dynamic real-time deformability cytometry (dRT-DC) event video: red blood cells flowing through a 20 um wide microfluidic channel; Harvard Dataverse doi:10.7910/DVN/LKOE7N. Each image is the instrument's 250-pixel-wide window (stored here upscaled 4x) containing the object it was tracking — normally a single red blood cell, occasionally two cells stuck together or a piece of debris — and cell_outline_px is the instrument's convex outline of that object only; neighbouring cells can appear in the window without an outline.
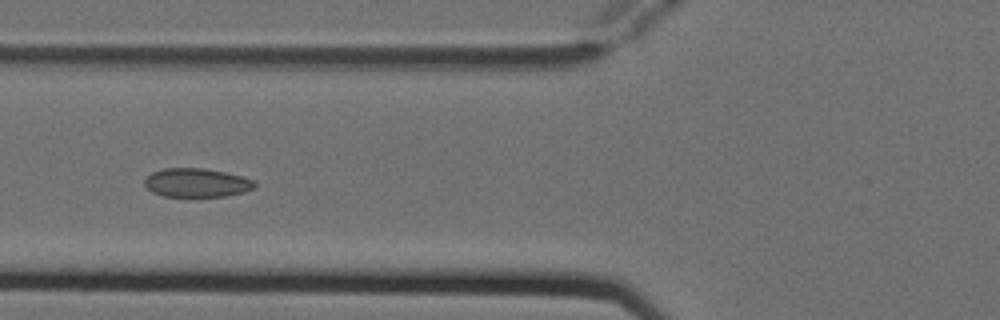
{"species": "Egyptian fruit bat (a non-hibernating species)", "species_latin": "Rousettus aegyptiacus", "temperature_condition": "cold", "stored_images_in_passage": 9, "camera_frame_rate_fps": 3000, "um_per_image_px": 0.085, "animal": {"sex": "female"}, "frame": {"image": 1, "passage_image": 6, "time_ms": 1.667, "image_size_px": [1000, 320], "cell_outline_px": [[256, 188], [244, 192], [224, 196], [164, 196], [152, 192], [144, 184], [144, 180], [152, 172], [164, 168], [204, 168], [244, 176], [252, 180], [256, 184]], "centroid_in_image_um": [16.73, 15.52], "position_along_channel_um": 109.1, "area_um2": 18.44}}
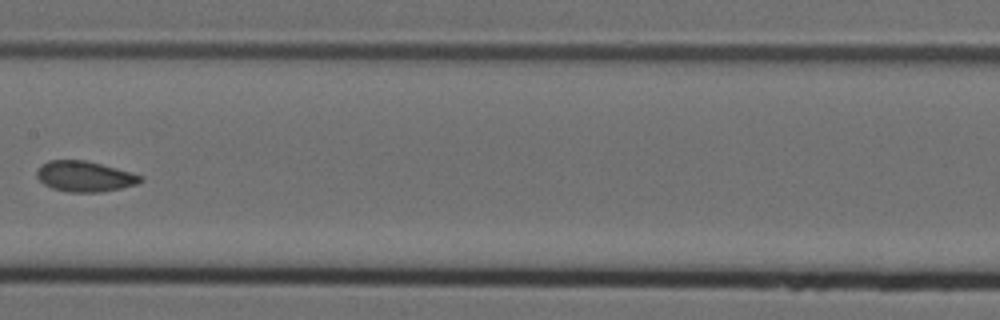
{"frame": {"image": 2, "passage_image": 8, "time_ms": 2.333, "image_size_px": [1000, 320], "cell_outline_px": [[144, 180], [136, 184], [120, 188], [100, 192], [68, 192], [52, 188], [44, 184], [36, 176], [36, 172], [40, 164], [48, 160], [84, 160], [116, 168], [144, 176]], "centroid_in_image_um": [7.18, 14.99], "position_along_channel_um": 200.2, "area_um2": 18.44}}
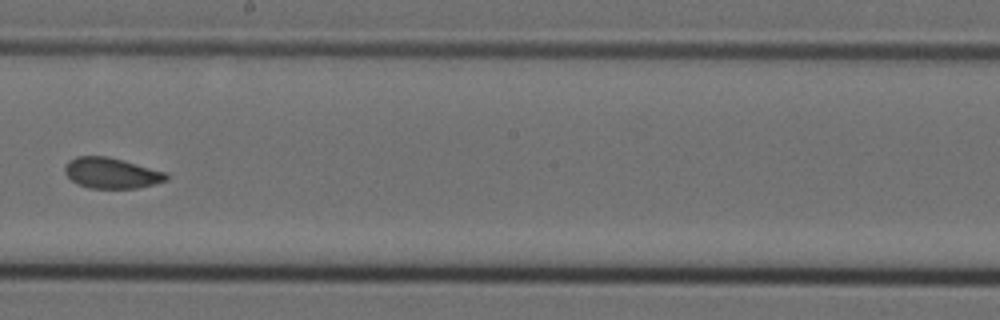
{"frame": {"image": 3, "passage_image": 9, "time_ms": 2.667, "image_size_px": [1000, 320], "cell_outline_px": [[168, 180], [136, 188], [88, 188], [72, 180], [64, 172], [64, 168], [68, 160], [76, 156], [108, 156], [168, 172]], "centroid_in_image_um": [9.48, 14.7], "position_along_channel_um": 238.7, "area_um2": 18.15}}